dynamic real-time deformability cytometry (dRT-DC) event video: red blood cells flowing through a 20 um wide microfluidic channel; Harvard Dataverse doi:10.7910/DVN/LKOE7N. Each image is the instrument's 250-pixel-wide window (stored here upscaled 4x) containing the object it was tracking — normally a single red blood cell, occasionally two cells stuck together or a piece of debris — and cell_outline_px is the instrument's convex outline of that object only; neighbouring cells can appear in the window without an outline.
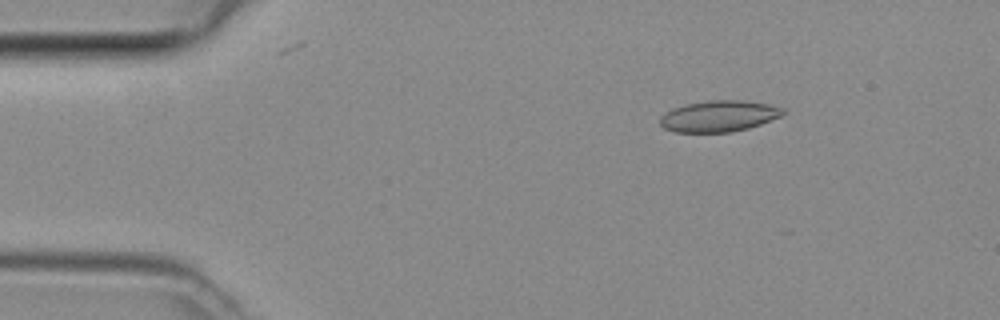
{"species": "common noctule bat (a hibernating species)", "species_latin": "Nyctalus noctula", "temperature_condition": "room temperature", "stored_images_in_passage": 21, "camera_frame_rate_fps": 3000, "um_per_image_px": 0.085, "animal": {"sex": "female", "body_mass_g": 29.2, "forearm_length_mm": 56.3}, "frame": {"image": 1, "passage_image": 7, "time_ms": 2.0, "image_size_px": [1000, 320], "cell_outline_px": [[788, 112], [780, 116], [760, 124], [748, 128], [732, 132], [676, 132], [664, 128], [660, 124], [660, 116], [664, 112], [672, 108], [684, 104], [708, 100], [740, 100], [768, 104], [784, 108]], "centroid_in_image_um": [61.09, 9.86], "position_along_channel_um": 23.9, "area_um2": 22.48}}
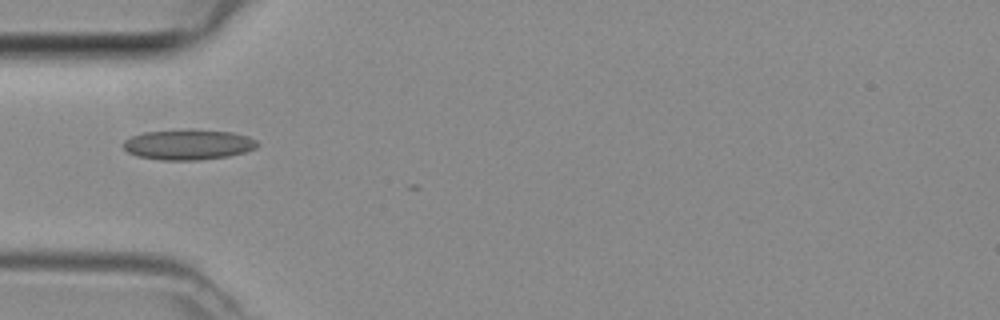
{"frame": {"image": 2, "passage_image": 15, "time_ms": 4.667, "image_size_px": [1000, 320], "cell_outline_px": [[260, 144], [256, 148], [244, 152], [228, 156], [200, 160], [160, 160], [136, 156], [128, 152], [124, 148], [124, 140], [132, 136], [144, 132], [184, 128], [192, 128], [232, 132], [248, 136], [256, 140]], "centroid_in_image_um": [16.01, 12.27], "position_along_channel_um": 69.0, "area_um2": 24.16}}
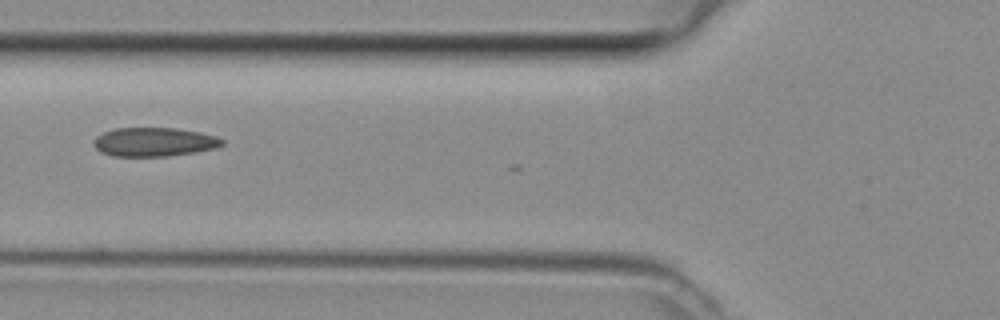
{"frame": {"image": 3, "passage_image": 18, "time_ms": 5.667, "image_size_px": [1000, 320], "cell_outline_px": [[224, 144], [216, 148], [196, 152], [168, 156], [112, 156], [100, 152], [92, 144], [92, 140], [96, 136], [104, 132], [116, 128], [176, 128], [200, 132], [216, 136], [224, 140]], "centroid_in_image_um": [13.09, 12.07], "position_along_channel_um": 112.7, "area_um2": 21.79}}